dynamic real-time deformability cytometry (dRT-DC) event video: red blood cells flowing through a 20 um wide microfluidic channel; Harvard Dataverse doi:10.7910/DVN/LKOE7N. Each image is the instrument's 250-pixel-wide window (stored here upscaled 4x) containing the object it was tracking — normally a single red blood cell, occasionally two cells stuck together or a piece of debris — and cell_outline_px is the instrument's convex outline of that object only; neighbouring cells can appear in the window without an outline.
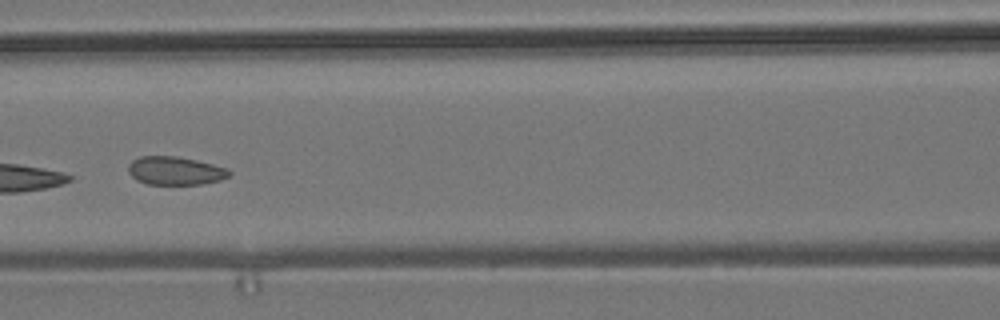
{"species": "common noctule bat (a hibernating species)", "species_latin": "Nyctalus noctula", "temperature_condition": "room temperature", "stored_images_in_passage": 7, "camera_frame_rate_fps": 3000, "um_per_image_px": 0.085, "animal": {"sex": "male", "body_mass_g": 19.2, "forearm_length_mm": 51.8}, "frame": {"image": 1, "passage_image": 6, "time_ms": 5.667, "image_size_px": [1000, 320], "cell_outline_px": [[232, 172], [228, 176], [220, 180], [200, 184], [148, 184], [136, 180], [128, 172], [128, 164], [132, 160], [140, 156], [176, 156], [196, 160], [228, 168]], "centroid_in_image_um": [14.88, 14.51], "position_along_channel_um": 151.7, "area_um2": 16.65}}
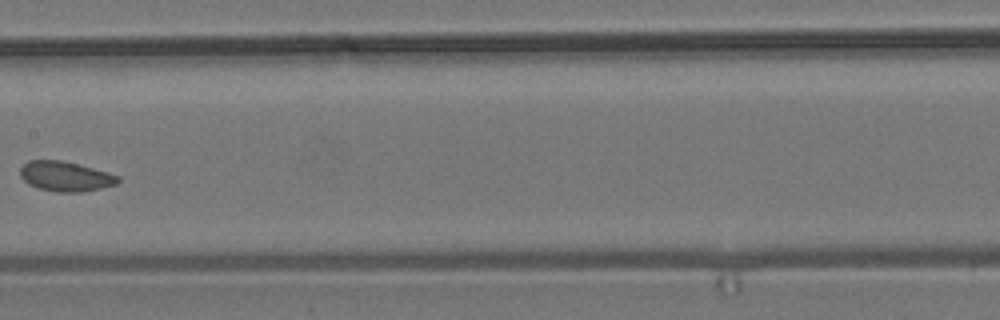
{"frame": {"image": 2, "passage_image": 7, "time_ms": 7.0, "image_size_px": [1000, 320], "cell_outline_px": [[120, 180], [116, 184], [84, 192], [56, 192], [40, 188], [28, 184], [20, 176], [20, 168], [28, 160], [60, 160], [108, 172], [120, 176]], "centroid_in_image_um": [5.56, 14.99], "position_along_channel_um": 201.8, "area_um2": 16.94}}